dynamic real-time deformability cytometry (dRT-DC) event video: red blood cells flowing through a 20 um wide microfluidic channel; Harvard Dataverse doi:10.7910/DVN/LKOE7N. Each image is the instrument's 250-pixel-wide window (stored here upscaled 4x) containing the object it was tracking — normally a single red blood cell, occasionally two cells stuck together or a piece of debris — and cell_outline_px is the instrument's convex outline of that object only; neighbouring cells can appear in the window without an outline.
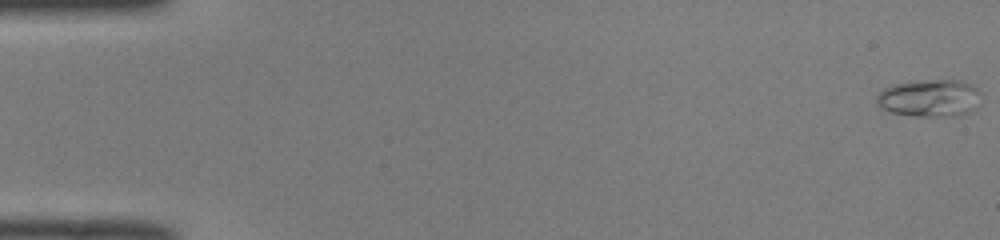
{"species": "common noctule bat (a hibernating species)", "species_latin": "Nyctalus noctula", "temperature_condition": "room temperature", "stored_images_in_passage": 51, "camera_frame_rate_fps": 3000, "um_per_image_px": 0.085, "animal": {"sex": "male", "body_mass_g": 19.0, "forearm_length_mm": 50.8}, "frame": {"image": 1, "passage_image": 1, "time_ms": 0.0, "image_size_px": [1000, 240], "cell_outline_px": [[984, 96], [980, 104], [976, 108], [960, 116], [912, 116], [888, 112], [880, 108], [876, 104], [876, 96], [884, 88], [892, 84], [916, 80], [960, 80], [972, 84]], "centroid_in_image_um": [79.04, 8.34], "position_along_channel_um": 6.0, "area_um2": 23.47}}
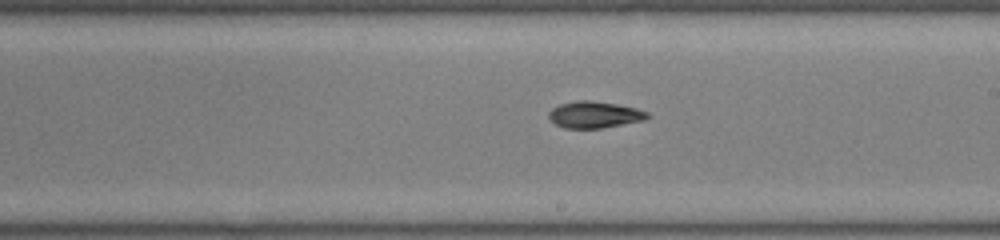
{"frame": {"image": 2, "passage_image": 30, "time_ms": 9.667, "image_size_px": [1000, 240], "cell_outline_px": [[652, 116], [644, 120], [600, 128], [564, 128], [556, 124], [548, 116], [548, 112], [552, 108], [560, 104], [576, 100], [588, 100], [616, 104], [636, 108], [648, 112]], "centroid_in_image_um": [50.53, 9.74], "position_along_channel_um": 238.5, "area_um2": 15.2}}
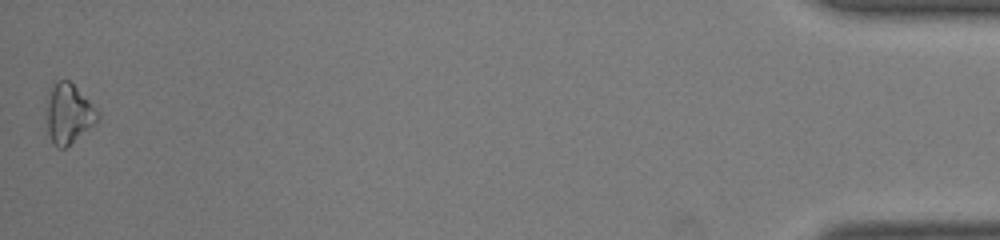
{"frame": {"image": 3, "passage_image": 51, "time_ms": 16.667, "image_size_px": [1000, 240], "cell_outline_px": [[100, 120], [64, 148], [56, 148], [52, 144], [48, 132], [44, 112], [48, 88], [52, 80], [68, 80], [100, 112]], "centroid_in_image_um": [5.76, 9.63], "position_along_channel_um": 429.4, "area_um2": 18.38}, "authors_computed_cell_mechanics": {"area_um2": 15.606, "velocity_mm_per_s": 4.0476, "shape_relaxation_time_tau1_ms": 3.1514, "shape_relaxation_time_tau2_ms": null, "deformation_change_tau1": 0.0989, "deformation_change_tau2": null}}